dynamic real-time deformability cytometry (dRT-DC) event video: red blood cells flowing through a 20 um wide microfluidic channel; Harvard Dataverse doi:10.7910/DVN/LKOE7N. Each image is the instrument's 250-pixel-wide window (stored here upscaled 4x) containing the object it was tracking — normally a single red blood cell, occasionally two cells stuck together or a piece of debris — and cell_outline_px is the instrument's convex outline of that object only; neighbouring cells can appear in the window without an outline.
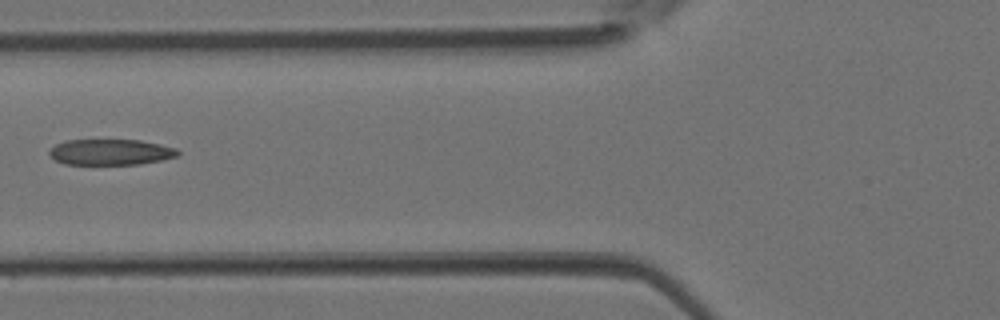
{"species": "Egyptian fruit bat (a non-hibernating species)", "species_latin": "Rousettus aegyptiacus", "temperature_condition": "room temperature", "stored_images_in_passage": 6, "camera_frame_rate_fps": 3000, "um_per_image_px": 0.085, "animal": {"sex": "female"}, "frame": {"image": 1, "passage_image": 6, "time_ms": 1.667, "image_size_px": [1000, 320], "cell_outline_px": [[180, 156], [140, 164], [64, 164], [56, 160], [48, 152], [56, 144], [64, 140], [140, 140], [160, 144], [176, 148], [180, 152]], "centroid_in_image_um": [9.43, 12.92], "position_along_channel_um": 116.4, "area_um2": 19.31}}